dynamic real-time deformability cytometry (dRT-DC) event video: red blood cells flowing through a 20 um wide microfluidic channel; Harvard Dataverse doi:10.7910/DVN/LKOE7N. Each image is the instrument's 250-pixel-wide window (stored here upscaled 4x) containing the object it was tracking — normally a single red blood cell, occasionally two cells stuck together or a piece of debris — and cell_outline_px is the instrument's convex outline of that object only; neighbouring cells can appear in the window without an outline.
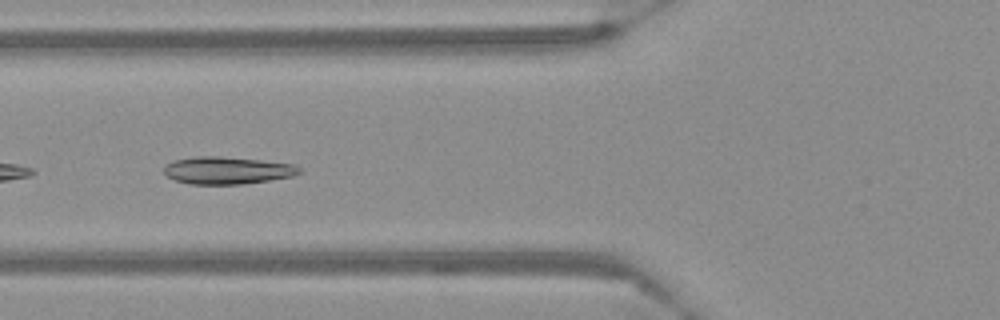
{"species": "Egyptian fruit bat (a non-hibernating species)", "species_latin": "Rousettus aegyptiacus", "temperature_condition": "warm", "stored_images_in_passage": 8, "camera_frame_rate_fps": 3000, "um_per_image_px": 0.085, "frame": {"image": 1, "passage_image": 5, "time_ms": 1.333, "image_size_px": [1000, 320], "cell_outline_px": [[300, 172], [292, 176], [244, 184], [188, 184], [176, 180], [168, 176], [164, 172], [164, 168], [172, 160], [196, 156], [220, 156], [260, 160], [296, 164], [300, 168]], "centroid_in_image_um": [19.31, 14.47], "position_along_channel_um": 106.5, "area_um2": 21.5}}